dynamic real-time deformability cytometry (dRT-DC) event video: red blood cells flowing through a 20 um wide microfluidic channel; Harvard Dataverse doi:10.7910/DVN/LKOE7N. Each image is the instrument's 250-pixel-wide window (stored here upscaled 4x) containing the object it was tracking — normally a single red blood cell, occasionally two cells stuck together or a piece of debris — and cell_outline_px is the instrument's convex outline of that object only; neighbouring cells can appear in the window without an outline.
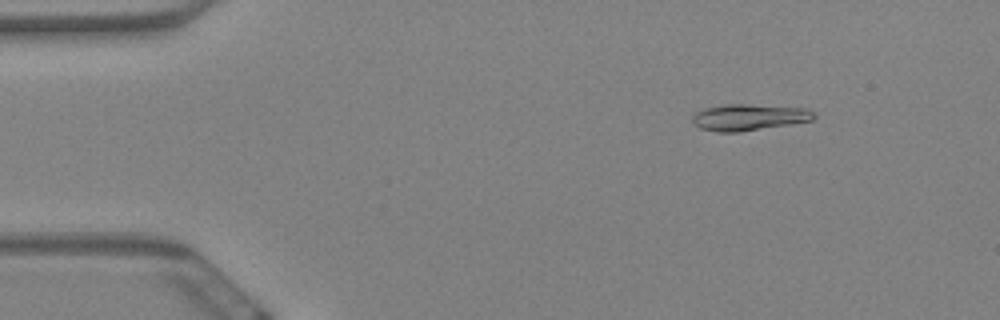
{"species": "Egyptian fruit bat (a non-hibernating species)", "species_latin": "Rousettus aegyptiacus", "temperature_condition": "warm", "stored_images_in_passage": 59, "camera_frame_rate_fps": 3000, "um_per_image_px": 0.085, "animal": {"sex": "female"}, "frame": {"image": 1, "passage_image": 8, "time_ms": 2.333, "image_size_px": [1000, 320], "cell_outline_px": [[816, 116], [812, 120], [740, 132], [716, 132], [700, 128], [692, 124], [692, 116], [696, 112], [704, 108], [720, 104], [748, 104], [804, 108], [812, 112]], "centroid_in_image_um": [63.57, 9.96], "position_along_channel_um": 21.4, "area_um2": 18.67}}
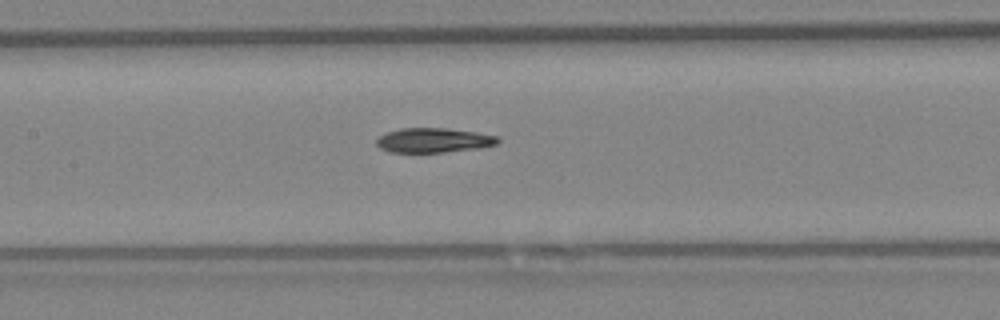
{"frame": {"image": 2, "passage_image": 28, "time_ms": 9.0, "image_size_px": [1000, 320], "cell_outline_px": [[500, 140], [496, 144], [480, 148], [444, 152], [392, 152], [380, 148], [376, 144], [376, 140], [380, 136], [388, 132], [400, 128], [444, 128], [476, 132], [500, 136]], "centroid_in_image_um": [36.89, 11.92], "position_along_channel_um": 170.5, "area_um2": 17.34}}
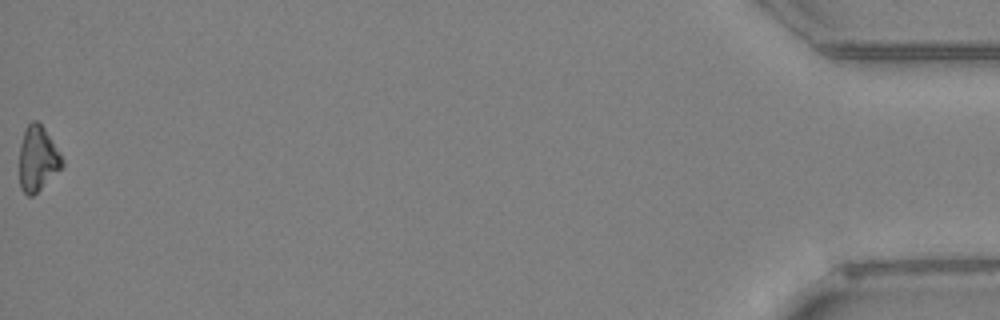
{"frame": {"image": 3, "passage_image": 59, "time_ms": 19.333, "image_size_px": [1000, 320], "cell_outline_px": [[64, 164], [32, 196], [28, 196], [20, 188], [20, 144], [24, 128], [32, 120], [36, 120], [44, 128], [60, 152], [64, 160]], "centroid_in_image_um": [3.19, 13.45], "position_along_channel_um": 432.0, "area_um2": 15.95}, "authors_computed_cell_mechanics": {"area_um2": 17.7446, "velocity_mm_per_s": 3.51, "shape_relaxation_time_tau1_ms": 6.328, "shape_relaxation_time_tau2_ms": null, "deformation_change_tau1": 0.155, "deformation_change_tau2": null}}